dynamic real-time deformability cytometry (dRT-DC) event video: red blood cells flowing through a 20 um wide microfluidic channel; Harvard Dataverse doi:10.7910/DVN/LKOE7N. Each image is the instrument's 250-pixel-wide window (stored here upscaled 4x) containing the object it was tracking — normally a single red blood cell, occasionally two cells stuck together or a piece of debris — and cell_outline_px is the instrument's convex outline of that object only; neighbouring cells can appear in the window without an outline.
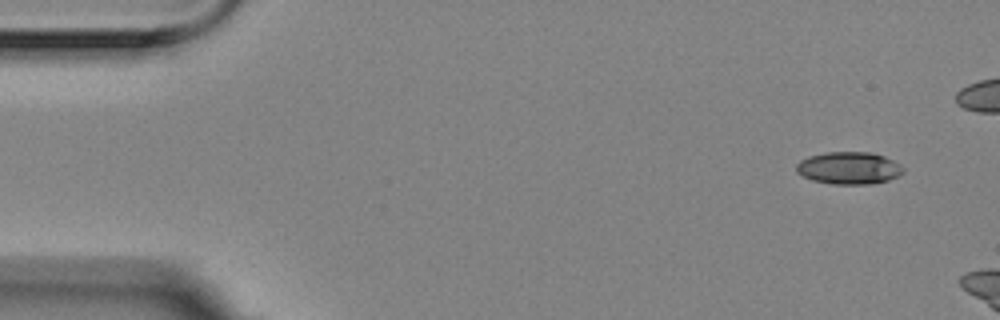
{"species": "Egyptian fruit bat (a non-hibernating species)", "species_latin": "Rousettus aegyptiacus", "temperature_condition": "room temperature", "stored_images_in_passage": 3, "segment_of_instrument_passage": [2, 2], "camera_frame_rate_fps": 3000, "um_per_image_px": 0.085, "animal": {"sex": "female"}, "frame": {"image": 1, "passage_image": 3, "time_ms": 0.667, "image_size_px": [1000, 320], "cell_outline_px": [[904, 172], [888, 180], [868, 184], [832, 184], [812, 180], [796, 172], [796, 164], [800, 160], [808, 156], [828, 152], [872, 152], [884, 156], [900, 164], [904, 168]], "centroid_in_image_um": [72.14, 14.27], "position_along_channel_um": 12.9, "area_um2": 20.11}}